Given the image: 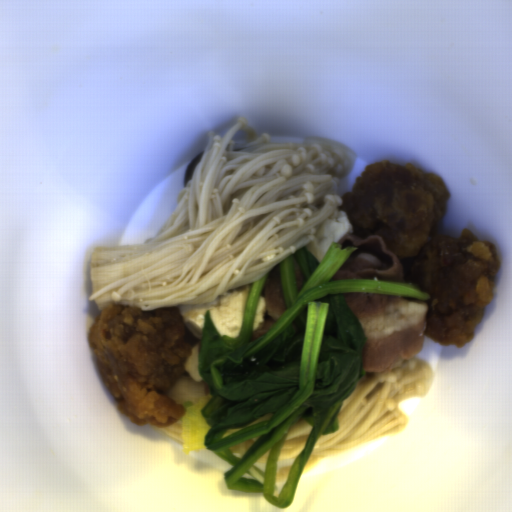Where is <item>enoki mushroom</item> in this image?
<instances>
[{"mask_svg":"<svg viewBox=\"0 0 512 512\" xmlns=\"http://www.w3.org/2000/svg\"><path fill=\"white\" fill-rule=\"evenodd\" d=\"M348 165L343 149L270 144L242 117L223 137L212 131L153 238L93 248L88 299L100 313L110 304L154 312L253 285L341 209L336 189Z\"/></svg>","mask_w":512,"mask_h":512,"instance_id":"cea9216a","label":"enoki mushroom"},{"mask_svg":"<svg viewBox=\"0 0 512 512\" xmlns=\"http://www.w3.org/2000/svg\"><path fill=\"white\" fill-rule=\"evenodd\" d=\"M435 375L420 356L399 358L383 370L363 374L351 394L342 398L338 431L318 436L302 473L324 459L399 432L409 423L399 406L409 397H425Z\"/></svg>","mask_w":512,"mask_h":512,"instance_id":"6df1b440","label":"enoki mushroom"},{"mask_svg":"<svg viewBox=\"0 0 512 512\" xmlns=\"http://www.w3.org/2000/svg\"><path fill=\"white\" fill-rule=\"evenodd\" d=\"M312 427L306 419H300L291 424L281 445L273 496L280 499V491L287 482L298 455L304 451L306 439Z\"/></svg>","mask_w":512,"mask_h":512,"instance_id":"6f350940","label":"enoki mushroom"},{"mask_svg":"<svg viewBox=\"0 0 512 512\" xmlns=\"http://www.w3.org/2000/svg\"><path fill=\"white\" fill-rule=\"evenodd\" d=\"M275 413V412H274ZM274 413H268L266 415H263L261 417H258L256 419H254L253 421H251L250 423H248L247 425L245 426H241V427H236V428H227L226 431L224 432V436H223V439L224 438H227L229 436H232V435H235L237 433H240V432H243V431H246L248 429H251V428H254L256 426H259L263 423H265L266 421L272 419Z\"/></svg>","mask_w":512,"mask_h":512,"instance_id":"5e9bcc2f","label":"enoki mushroom"},{"mask_svg":"<svg viewBox=\"0 0 512 512\" xmlns=\"http://www.w3.org/2000/svg\"><path fill=\"white\" fill-rule=\"evenodd\" d=\"M184 423L176 420L174 423L167 427H160L164 433L172 437L178 442L182 443V432Z\"/></svg>","mask_w":512,"mask_h":512,"instance_id":"6285f825","label":"enoki mushroom"},{"mask_svg":"<svg viewBox=\"0 0 512 512\" xmlns=\"http://www.w3.org/2000/svg\"><path fill=\"white\" fill-rule=\"evenodd\" d=\"M260 436L252 440L233 445L232 447H230L232 453L240 458L243 454H245L250 448H252L256 444Z\"/></svg>","mask_w":512,"mask_h":512,"instance_id":"b455804f","label":"enoki mushroom"},{"mask_svg":"<svg viewBox=\"0 0 512 512\" xmlns=\"http://www.w3.org/2000/svg\"><path fill=\"white\" fill-rule=\"evenodd\" d=\"M270 448L259 458L254 466L265 472Z\"/></svg>","mask_w":512,"mask_h":512,"instance_id":"e4ef593a","label":"enoki mushroom"}]
</instances>
